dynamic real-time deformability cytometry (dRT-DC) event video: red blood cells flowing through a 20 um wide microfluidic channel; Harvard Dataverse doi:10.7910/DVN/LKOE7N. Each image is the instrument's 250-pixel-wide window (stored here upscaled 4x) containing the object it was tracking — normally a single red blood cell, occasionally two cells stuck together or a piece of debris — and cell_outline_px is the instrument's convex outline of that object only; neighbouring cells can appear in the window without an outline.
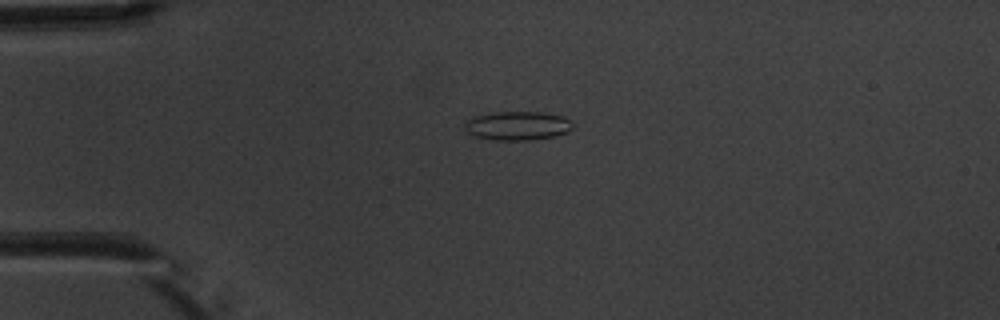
{"species": "common noctule bat (a hibernating species)", "species_latin": "Nyctalus noctula", "temperature_condition": "warm", "stored_images_in_passage": 7, "camera_frame_rate_fps": 3000, "um_per_image_px": 0.085, "animal": {"sex": "male", "body_mass_g": 20.1, "forearm_length_mm": 53.5}, "frame": {"image": 1, "passage_image": 2, "time_ms": 1.333, "image_size_px": [1000, 320], "cell_outline_px": [[572, 128], [568, 132], [556, 136], [528, 140], [496, 140], [472, 136], [468, 132], [464, 124], [464, 120], [472, 116], [496, 112], [544, 112], [564, 116], [572, 120]], "centroid_in_image_um": [43.99, 10.68], "position_along_channel_um": 41.0, "area_um2": 18.44}}
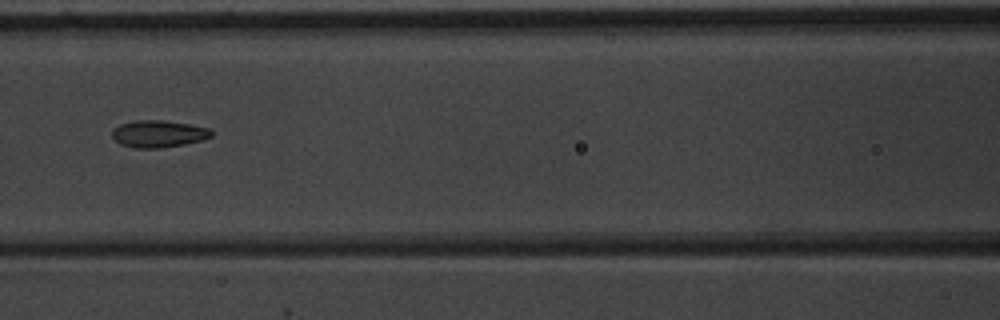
{"frame": {"image": 2, "passage_image": 5, "time_ms": 5.0, "image_size_px": [1000, 320], "cell_outline_px": [[212, 136], [200, 140], [184, 144], [156, 148], [136, 148], [120, 144], [112, 136], [112, 128], [120, 124], [136, 120], [164, 120], [188, 124], [208, 128], [212, 132]], "centroid_in_image_um": [13.43, 11.36], "position_along_channel_um": 153.2, "area_um2": 15.49}}
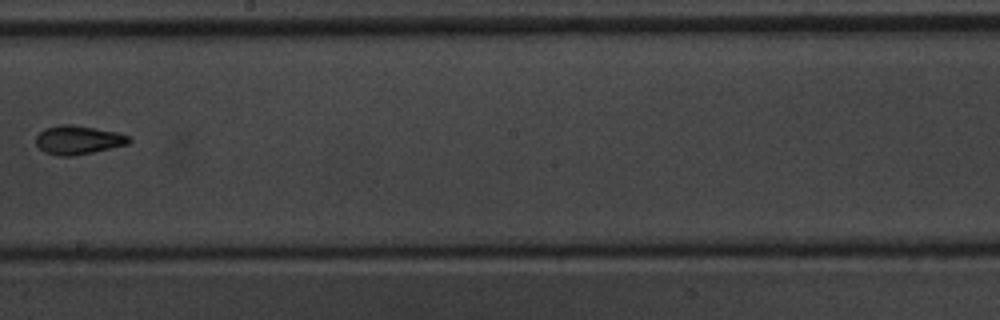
{"frame": {"image": 3, "passage_image": 7, "time_ms": 7.333, "image_size_px": [1000, 320], "cell_outline_px": [[132, 140], [128, 144], [92, 152], [72, 156], [56, 156], [44, 152], [36, 144], [36, 136], [44, 128], [60, 124], [72, 124], [120, 132], [128, 136]], "centroid_in_image_um": [6.63, 11.88], "position_along_channel_um": 241.6, "area_um2": 15.72}}